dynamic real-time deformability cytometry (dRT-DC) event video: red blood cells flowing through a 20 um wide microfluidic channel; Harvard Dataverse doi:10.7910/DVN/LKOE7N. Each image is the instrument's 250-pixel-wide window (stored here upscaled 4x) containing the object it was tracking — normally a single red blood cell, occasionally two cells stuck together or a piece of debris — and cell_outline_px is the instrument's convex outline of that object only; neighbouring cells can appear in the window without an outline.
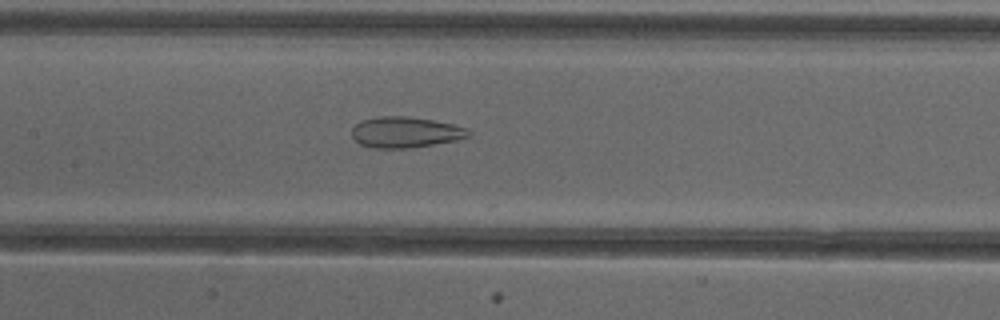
{"species": "common noctule bat (a hibernating species)", "species_latin": "Nyctalus noctula", "temperature_condition": "cold", "stored_images_in_passage": 49, "camera_frame_rate_fps": 3000, "um_per_image_px": 0.085, "animal": {"sex": "female"}, "frame": {"image": 1, "passage_image": 22, "time_ms": 7.0, "image_size_px": [1000, 320], "cell_outline_px": [[472, 132], [468, 136], [456, 140], [408, 148], [372, 148], [360, 144], [352, 136], [352, 128], [360, 120], [376, 116], [408, 116], [432, 120], [452, 124], [468, 128]], "centroid_in_image_um": [34.43, 11.23], "position_along_channel_um": 173.0, "area_um2": 20.98}, "authors_computed_cell_mechanics": {"area_um2": 26.2412, "velocity_mm_per_s": 4.0015, "shape_relaxation_time_tau1_ms": null, "shape_relaxation_time_tau2_ms": 2.1856, "deformation_change_tau1": null, "deformation_change_tau2": 0.1152}}